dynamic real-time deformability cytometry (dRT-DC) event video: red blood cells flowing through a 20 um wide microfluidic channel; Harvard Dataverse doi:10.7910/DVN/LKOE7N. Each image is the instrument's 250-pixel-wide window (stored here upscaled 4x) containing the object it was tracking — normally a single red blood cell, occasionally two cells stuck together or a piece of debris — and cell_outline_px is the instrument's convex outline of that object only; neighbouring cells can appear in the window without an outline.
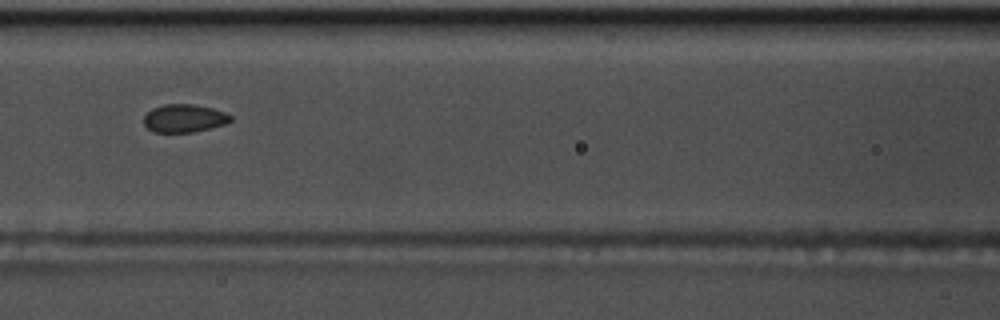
{"species": "common noctule bat (a hibernating species)", "species_latin": "Nyctalus noctula", "temperature_condition": "warm", "stored_images_in_passage": 42, "camera_frame_rate_fps": 3000, "um_per_image_px": 0.085, "animal": {"sex": "male", "body_mass_g": 17.5, "forearm_length_mm": 52.3}, "frame": {"image": 1, "passage_image": 11, "time_ms": 3.333, "image_size_px": [1000, 320], "cell_outline_px": [[232, 120], [224, 124], [192, 132], [152, 132], [144, 124], [144, 116], [152, 108], [164, 104], [192, 104], [212, 108], [224, 112], [232, 116]], "centroid_in_image_um": [15.63, 10.05], "position_along_channel_um": 151.0, "area_um2": 14.05}}
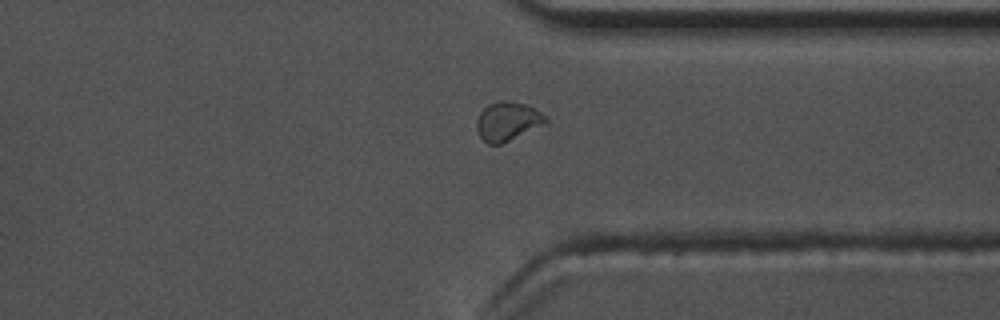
{"frame": {"image": 2, "passage_image": 29, "time_ms": 9.333, "image_size_px": [1000, 320], "cell_outline_px": [[548, 120], [544, 124], [500, 144], [488, 144], [480, 136], [476, 128], [476, 120], [480, 112], [488, 104], [500, 100], [508, 100], [528, 104], [548, 116]], "centroid_in_image_um": [43.15, 10.27], "position_along_channel_um": 368.3, "area_um2": 15.66}}
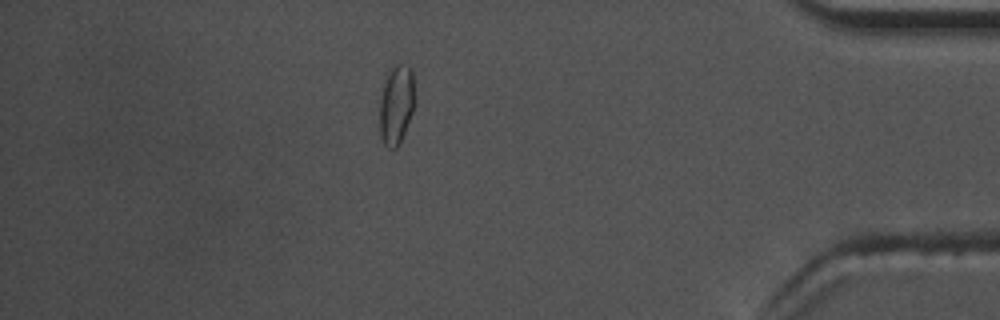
{"frame": {"image": 3, "passage_image": 35, "time_ms": 11.333, "image_size_px": [1000, 320], "cell_outline_px": [[416, 100], [412, 112], [404, 132], [396, 148], [388, 148], [384, 144], [380, 136], [380, 100], [388, 68], [396, 64], [408, 64], [412, 68], [416, 96]], "centroid_in_image_um": [33.71, 8.81], "position_along_channel_um": 401.5, "area_um2": 16.53}}